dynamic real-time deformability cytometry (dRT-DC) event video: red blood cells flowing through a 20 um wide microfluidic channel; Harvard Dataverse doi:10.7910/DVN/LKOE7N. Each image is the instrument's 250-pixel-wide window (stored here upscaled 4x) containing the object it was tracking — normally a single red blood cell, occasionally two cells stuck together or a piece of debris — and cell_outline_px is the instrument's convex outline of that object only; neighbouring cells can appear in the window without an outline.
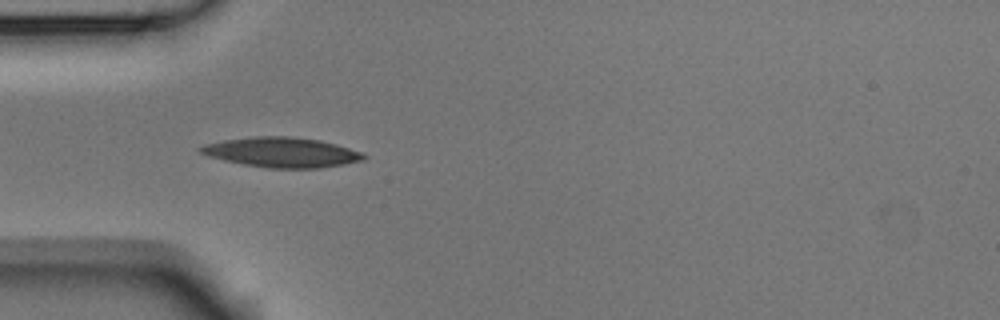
{"species": "Egyptian fruit bat (a non-hibernating species)", "species_latin": "Rousettus aegyptiacus", "temperature_condition": "room temperature", "stored_images_in_passage": 7, "camera_frame_rate_fps": 3000, "um_per_image_px": 0.085, "animal": {"sex": "male"}, "frame": {"image": 1, "passage_image": 4, "time_ms": 1.0, "image_size_px": [1000, 320], "cell_outline_px": [[368, 156], [364, 160], [344, 164], [320, 168], [268, 168], [244, 164], [224, 160], [208, 156], [200, 152], [196, 148], [204, 144], [224, 140], [256, 136], [288, 136], [320, 140], [336, 144], [360, 152]], "centroid_in_image_um": [23.94, 12.95], "position_along_channel_um": 61.1, "area_um2": 28.38}}
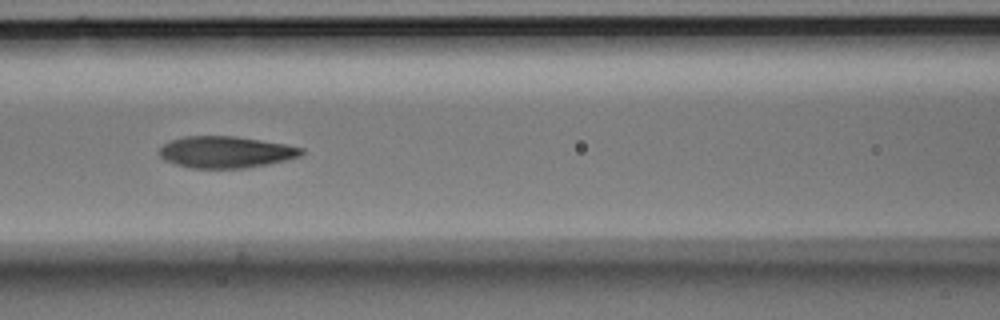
{"frame": {"image": 2, "passage_image": 6, "time_ms": 1.667, "image_size_px": [1000, 320], "cell_outline_px": [[304, 152], [300, 156], [268, 164], [244, 168], [192, 168], [176, 164], [164, 160], [160, 156], [160, 148], [164, 144], [172, 140], [184, 136], [236, 136], [284, 144], [304, 148]], "centroid_in_image_um": [19.19, 12.92], "position_along_channel_um": 147.4, "area_um2": 26.01}}
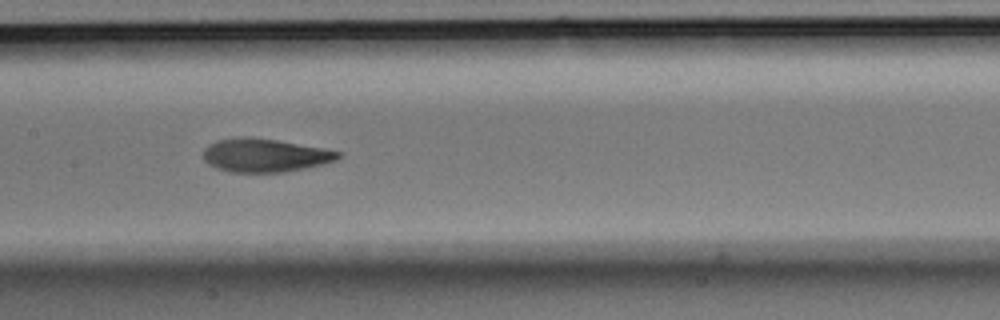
{"frame": {"image": 3, "passage_image": 7, "time_ms": 2.0, "image_size_px": [1000, 320], "cell_outline_px": [[344, 152], [336, 160], [324, 164], [284, 172], [228, 172], [216, 168], [208, 164], [204, 160], [204, 148], [208, 144], [216, 140], [276, 140], [324, 148]], "centroid_in_image_um": [22.56, 13.25], "position_along_channel_um": 184.8, "area_um2": 25.49}}